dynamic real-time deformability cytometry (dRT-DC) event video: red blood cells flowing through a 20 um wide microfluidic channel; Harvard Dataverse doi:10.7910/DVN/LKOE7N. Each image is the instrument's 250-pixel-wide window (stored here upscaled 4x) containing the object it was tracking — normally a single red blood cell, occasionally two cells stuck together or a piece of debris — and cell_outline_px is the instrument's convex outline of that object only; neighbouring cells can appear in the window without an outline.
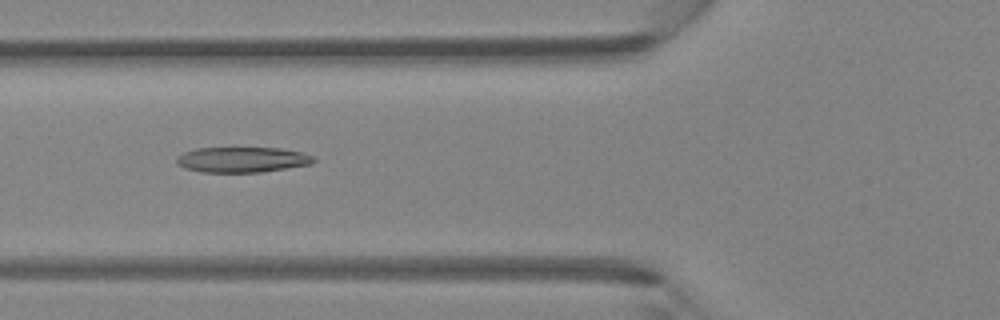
{"species": "Egyptian fruit bat (a non-hibernating species)", "species_latin": "Rousettus aegyptiacus", "temperature_condition": "room temperature", "stored_images_in_passage": 34, "camera_frame_rate_fps": 3000, "um_per_image_px": 0.085, "animal": {"sex": "female"}, "frame": {"image": 1, "passage_image": 5, "time_ms": 1.333, "image_size_px": [1000, 320], "cell_outline_px": [[316, 160], [312, 164], [260, 172], [200, 172], [184, 168], [176, 164], [176, 156], [184, 152], [196, 148], [280, 148], [300, 152], [312, 156]], "centroid_in_image_um": [20.54, 13.57], "position_along_channel_um": 105.3, "area_um2": 20.29}}
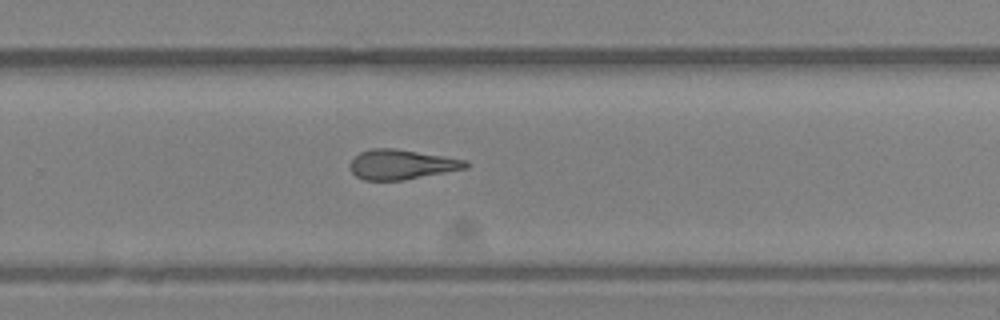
{"frame": {"image": 2, "passage_image": 18, "time_ms": 5.667, "image_size_px": [1000, 320], "cell_outline_px": [[468, 168], [404, 180], [364, 180], [356, 176], [352, 172], [352, 160], [360, 152], [372, 148], [396, 148], [468, 160]], "centroid_in_image_um": [34.17, 13.97], "position_along_channel_um": 295.6, "area_um2": 20.0}}
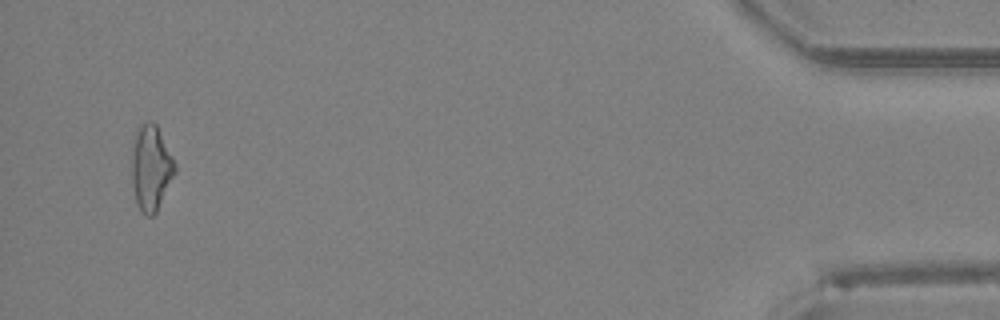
{"frame": {"image": 3, "passage_image": 32, "time_ms": 10.333, "image_size_px": [1000, 320], "cell_outline_px": [[176, 172], [156, 212], [152, 216], [144, 216], [140, 212], [136, 204], [132, 184], [132, 144], [136, 128], [152, 120], [156, 124], [176, 164]], "centroid_in_image_um": [12.82, 14.29], "position_along_channel_um": 422.4, "area_um2": 21.62}}